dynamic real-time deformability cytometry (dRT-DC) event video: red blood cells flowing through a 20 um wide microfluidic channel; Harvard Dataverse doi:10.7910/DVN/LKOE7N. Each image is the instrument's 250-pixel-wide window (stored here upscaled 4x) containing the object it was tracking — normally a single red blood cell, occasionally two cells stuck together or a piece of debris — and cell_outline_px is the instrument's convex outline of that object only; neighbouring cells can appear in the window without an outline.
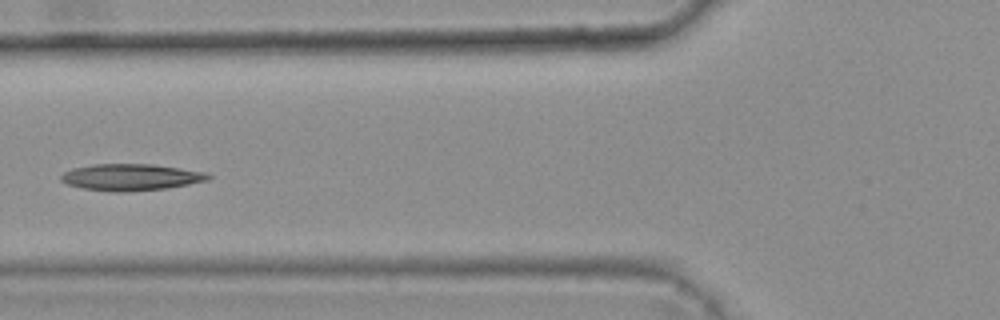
{"species": "common noctule bat (a hibernating species)", "species_latin": "Nyctalus noctula", "temperature_condition": "warm", "stored_images_in_passage": 7, "camera_frame_rate_fps": 3000, "um_per_image_px": 0.085, "animal": {"sex": "female", "body_mass_g": 25.1}, "frame": {"image": 1, "passage_image": 6, "time_ms": 1.667, "image_size_px": [1000, 320], "cell_outline_px": [[212, 176], [208, 180], [188, 184], [164, 188], [124, 192], [112, 192], [84, 188], [68, 184], [60, 180], [60, 176], [64, 172], [72, 168], [92, 164], [152, 164], [204, 172]], "centroid_in_image_um": [11.08, 15.05], "position_along_channel_um": 114.7, "area_um2": 22.6}}
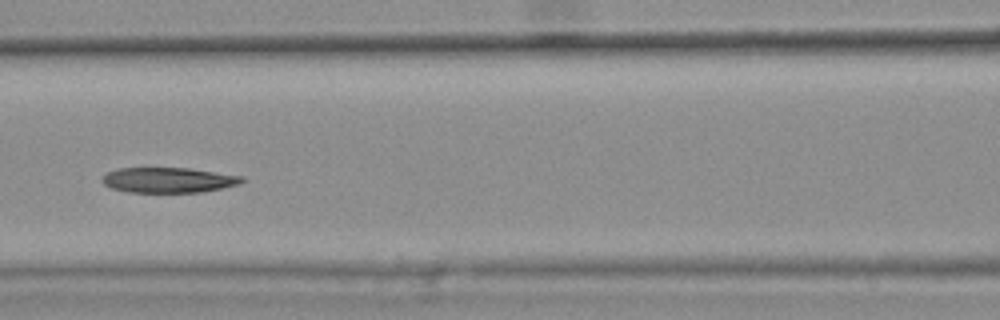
{"frame": {"image": 2, "passage_image": 7, "time_ms": 2.0, "image_size_px": [1000, 320], "cell_outline_px": [[244, 180], [240, 184], [204, 192], [128, 192], [112, 188], [104, 184], [100, 180], [108, 172], [116, 168], [188, 168], [244, 176]], "centroid_in_image_um": [14.33, 15.3], "position_along_channel_um": 152.3, "area_um2": 20.58}}